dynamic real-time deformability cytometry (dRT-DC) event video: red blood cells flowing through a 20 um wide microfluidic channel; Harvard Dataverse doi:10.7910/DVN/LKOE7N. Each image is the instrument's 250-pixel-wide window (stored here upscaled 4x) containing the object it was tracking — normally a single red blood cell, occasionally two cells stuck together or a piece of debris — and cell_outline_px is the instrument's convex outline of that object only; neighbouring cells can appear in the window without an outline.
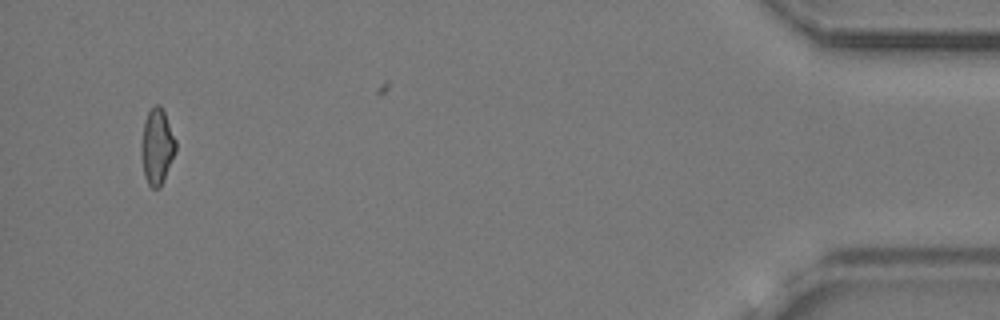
{"species": "common noctule bat (a hibernating species)", "species_latin": "Nyctalus noctula", "temperature_condition": "cold", "stored_images_in_passage": 17, "camera_frame_rate_fps": 3000, "um_per_image_px": 0.085, "animal": {"sex": "female", "body_mass_g": 24.6, "forearm_length_mm": 56.2}, "frame": {"image": 1, "passage_image": 17, "time_ms": 20.333, "image_size_px": [1000, 320], "cell_outline_px": [[176, 152], [164, 180], [160, 188], [152, 188], [148, 184], [144, 176], [140, 152], [140, 148], [144, 120], [148, 112], [156, 104], [160, 104], [164, 112], [176, 140]], "centroid_in_image_um": [13.34, 12.48], "position_along_channel_um": 421.9, "area_um2": 15.37}}